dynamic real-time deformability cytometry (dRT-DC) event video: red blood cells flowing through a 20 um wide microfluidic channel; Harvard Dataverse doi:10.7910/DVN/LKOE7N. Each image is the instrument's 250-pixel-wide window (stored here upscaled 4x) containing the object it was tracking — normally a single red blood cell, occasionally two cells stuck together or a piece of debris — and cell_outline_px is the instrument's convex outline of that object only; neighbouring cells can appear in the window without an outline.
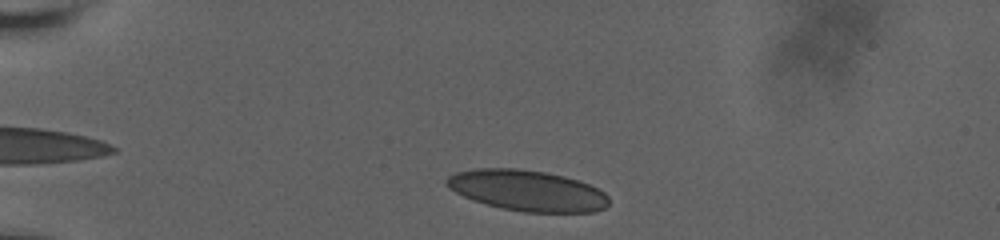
{"species": "human", "species_latin": "Homo sapiens", "temperature_condition": "room temperature", "stored_images_in_passage": 41, "camera_frame_rate_fps": 3000, "um_per_image_px": 0.085, "donor": {"sex": "male"}, "frame": {"image": 1, "passage_image": 3, "time_ms": 0.667, "image_size_px": [1000, 240], "cell_outline_px": [[608, 204], [604, 208], [592, 212], [524, 212], [500, 208], [472, 200], [448, 188], [444, 184], [444, 180], [448, 176], [456, 172], [476, 168], [516, 168], [544, 172], [564, 176], [580, 180], [604, 192], [608, 196]], "centroid_in_image_um": [44.78, 16.19], "position_along_channel_um": 40.2, "area_um2": 38.73}}
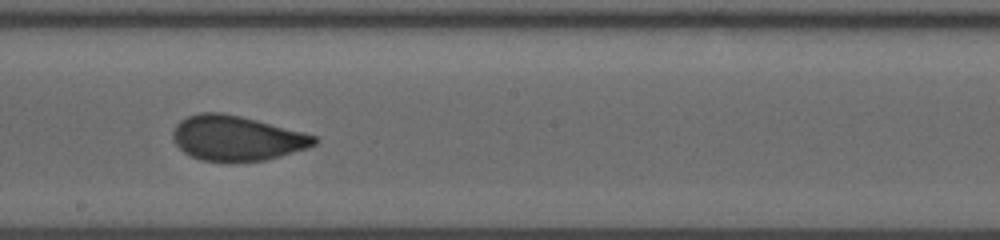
{"frame": {"image": 2, "passage_image": 23, "time_ms": 7.333, "image_size_px": [1000, 240], "cell_outline_px": [[320, 140], [316, 144], [308, 148], [280, 156], [264, 160], [200, 160], [184, 152], [176, 144], [172, 136], [172, 132], [176, 124], [180, 120], [188, 116], [200, 112], [224, 112], [256, 120], [316, 136]], "centroid_in_image_um": [20.1, 11.72], "position_along_channel_um": 228.1, "area_um2": 36.53}}
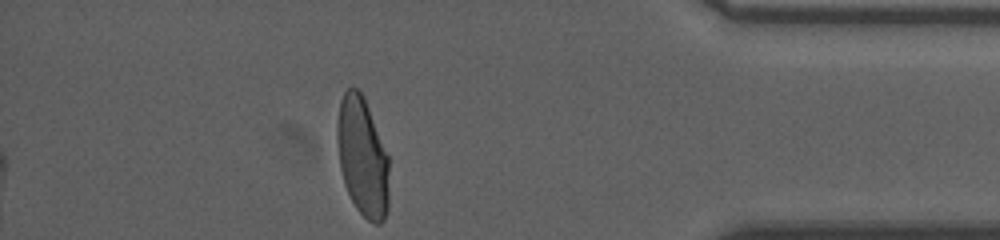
{"frame": {"image": 3, "passage_image": 40, "time_ms": 13.0, "image_size_px": [1000, 240], "cell_outline_px": [[388, 208], [384, 220], [380, 224], [376, 224], [368, 220], [356, 208], [344, 184], [340, 168], [336, 140], [336, 124], [340, 100], [344, 92], [348, 88], [356, 88], [364, 96], [388, 156]], "centroid_in_image_um": [30.79, 13.33], "position_along_channel_um": 404.4, "area_um2": 36.13}, "authors_computed_cell_mechanics": {"area_um2": 37.859, "velocity_mm_per_s": 3.6547, "shape_relaxation_time_tau1_ms": 7.0934, "shape_relaxation_time_tau2_ms": 0.823, "deformation_change_tau1": 0.176, "deformation_change_tau2": 0.0616}}